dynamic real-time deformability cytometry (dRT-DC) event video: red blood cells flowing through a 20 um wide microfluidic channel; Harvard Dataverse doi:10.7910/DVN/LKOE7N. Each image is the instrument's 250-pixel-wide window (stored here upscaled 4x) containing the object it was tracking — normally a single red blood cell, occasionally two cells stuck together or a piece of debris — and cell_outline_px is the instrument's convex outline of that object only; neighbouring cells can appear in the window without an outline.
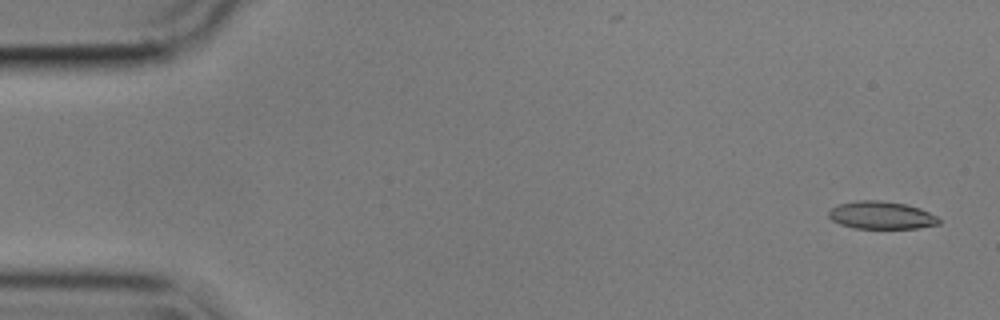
{"species": "common noctule bat (a hibernating species)", "species_latin": "Nyctalus noctula", "temperature_condition": "cold", "stored_images_in_passage": 18, "camera_frame_rate_fps": 3000, "um_per_image_px": 0.085, "animal": {"sex": "male", "body_mass_g": 17.9}, "frame": {"image": 1, "passage_image": 2, "time_ms": 0.333, "image_size_px": [1000, 320], "cell_outline_px": [[940, 224], [916, 228], [856, 228], [840, 224], [832, 220], [828, 216], [828, 212], [836, 204], [856, 200], [880, 200], [904, 204], [920, 208], [936, 216], [940, 220]], "centroid_in_image_um": [74.88, 18.28], "position_along_channel_um": 10.1, "area_um2": 17.74}}
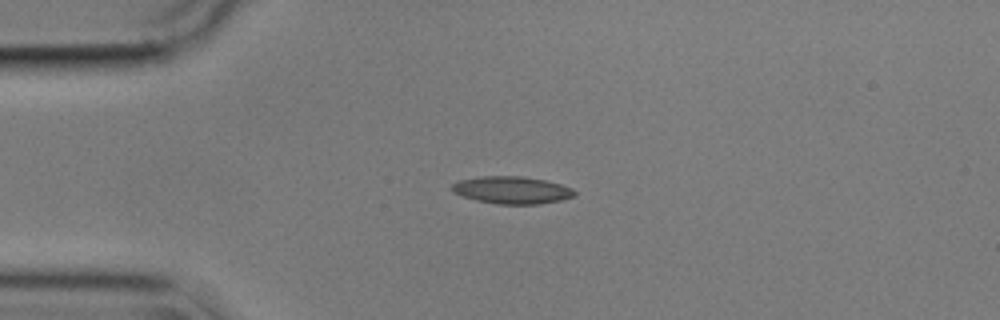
{"frame": {"image": 2, "passage_image": 13, "time_ms": 4.0, "image_size_px": [1000, 320], "cell_outline_px": [[576, 196], [560, 200], [540, 204], [496, 204], [476, 200], [452, 192], [452, 184], [460, 180], [480, 176], [524, 176], [544, 180], [560, 184], [572, 188], [576, 192]], "centroid_in_image_um": [43.53, 16.15], "position_along_channel_um": 41.5, "area_um2": 19.54}}